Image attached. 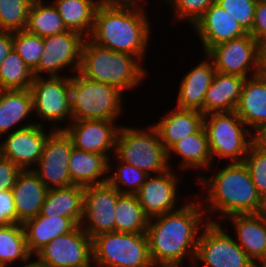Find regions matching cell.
<instances>
[{
	"label": "cell",
	"mask_w": 266,
	"mask_h": 267,
	"mask_svg": "<svg viewBox=\"0 0 266 267\" xmlns=\"http://www.w3.org/2000/svg\"><path fill=\"white\" fill-rule=\"evenodd\" d=\"M53 5L67 30L77 32L85 38L90 37L97 9L95 0H54Z\"/></svg>",
	"instance_id": "obj_30"
},
{
	"label": "cell",
	"mask_w": 266,
	"mask_h": 267,
	"mask_svg": "<svg viewBox=\"0 0 266 267\" xmlns=\"http://www.w3.org/2000/svg\"><path fill=\"white\" fill-rule=\"evenodd\" d=\"M0 267H6L2 262H0Z\"/></svg>",
	"instance_id": "obj_53"
},
{
	"label": "cell",
	"mask_w": 266,
	"mask_h": 267,
	"mask_svg": "<svg viewBox=\"0 0 266 267\" xmlns=\"http://www.w3.org/2000/svg\"><path fill=\"white\" fill-rule=\"evenodd\" d=\"M72 141L64 130L50 131L37 168L32 171L50 189L74 185L69 175Z\"/></svg>",
	"instance_id": "obj_13"
},
{
	"label": "cell",
	"mask_w": 266,
	"mask_h": 267,
	"mask_svg": "<svg viewBox=\"0 0 266 267\" xmlns=\"http://www.w3.org/2000/svg\"><path fill=\"white\" fill-rule=\"evenodd\" d=\"M215 73L216 69L209 57L187 72L179 85L176 108L202 113L205 95Z\"/></svg>",
	"instance_id": "obj_23"
},
{
	"label": "cell",
	"mask_w": 266,
	"mask_h": 267,
	"mask_svg": "<svg viewBox=\"0 0 266 267\" xmlns=\"http://www.w3.org/2000/svg\"><path fill=\"white\" fill-rule=\"evenodd\" d=\"M257 267H266V261H262L259 264L257 263Z\"/></svg>",
	"instance_id": "obj_51"
},
{
	"label": "cell",
	"mask_w": 266,
	"mask_h": 267,
	"mask_svg": "<svg viewBox=\"0 0 266 267\" xmlns=\"http://www.w3.org/2000/svg\"><path fill=\"white\" fill-rule=\"evenodd\" d=\"M255 214L266 221V193L260 196L259 206Z\"/></svg>",
	"instance_id": "obj_49"
},
{
	"label": "cell",
	"mask_w": 266,
	"mask_h": 267,
	"mask_svg": "<svg viewBox=\"0 0 266 267\" xmlns=\"http://www.w3.org/2000/svg\"><path fill=\"white\" fill-rule=\"evenodd\" d=\"M96 267H151L146 233L108 232L92 238Z\"/></svg>",
	"instance_id": "obj_7"
},
{
	"label": "cell",
	"mask_w": 266,
	"mask_h": 267,
	"mask_svg": "<svg viewBox=\"0 0 266 267\" xmlns=\"http://www.w3.org/2000/svg\"><path fill=\"white\" fill-rule=\"evenodd\" d=\"M83 203L84 187L72 185L50 188L39 215L68 217L80 225L83 219Z\"/></svg>",
	"instance_id": "obj_28"
},
{
	"label": "cell",
	"mask_w": 266,
	"mask_h": 267,
	"mask_svg": "<svg viewBox=\"0 0 266 267\" xmlns=\"http://www.w3.org/2000/svg\"><path fill=\"white\" fill-rule=\"evenodd\" d=\"M243 163L248 168L251 180L259 195L266 193V150L252 143Z\"/></svg>",
	"instance_id": "obj_39"
},
{
	"label": "cell",
	"mask_w": 266,
	"mask_h": 267,
	"mask_svg": "<svg viewBox=\"0 0 266 267\" xmlns=\"http://www.w3.org/2000/svg\"><path fill=\"white\" fill-rule=\"evenodd\" d=\"M120 194L109 182L84 187L80 226L91 238L115 231V206Z\"/></svg>",
	"instance_id": "obj_14"
},
{
	"label": "cell",
	"mask_w": 266,
	"mask_h": 267,
	"mask_svg": "<svg viewBox=\"0 0 266 267\" xmlns=\"http://www.w3.org/2000/svg\"><path fill=\"white\" fill-rule=\"evenodd\" d=\"M85 39L81 34L70 30L44 37V50L38 68L33 73L34 77H41L42 72L48 73L49 77H60L58 72L71 64V70L77 73Z\"/></svg>",
	"instance_id": "obj_15"
},
{
	"label": "cell",
	"mask_w": 266,
	"mask_h": 267,
	"mask_svg": "<svg viewBox=\"0 0 266 267\" xmlns=\"http://www.w3.org/2000/svg\"><path fill=\"white\" fill-rule=\"evenodd\" d=\"M260 45L251 35L215 45L205 54L209 57L217 72L248 78L260 73ZM253 68V69H252Z\"/></svg>",
	"instance_id": "obj_11"
},
{
	"label": "cell",
	"mask_w": 266,
	"mask_h": 267,
	"mask_svg": "<svg viewBox=\"0 0 266 267\" xmlns=\"http://www.w3.org/2000/svg\"><path fill=\"white\" fill-rule=\"evenodd\" d=\"M25 30L43 38L67 31L55 6L41 0L32 1Z\"/></svg>",
	"instance_id": "obj_33"
},
{
	"label": "cell",
	"mask_w": 266,
	"mask_h": 267,
	"mask_svg": "<svg viewBox=\"0 0 266 267\" xmlns=\"http://www.w3.org/2000/svg\"><path fill=\"white\" fill-rule=\"evenodd\" d=\"M115 160L121 163V165L117 164L116 168L118 171H114V174L109 175L108 182L121 194H136L145 183L148 174L119 160L117 157ZM121 184L126 185L128 188H121Z\"/></svg>",
	"instance_id": "obj_38"
},
{
	"label": "cell",
	"mask_w": 266,
	"mask_h": 267,
	"mask_svg": "<svg viewBox=\"0 0 266 267\" xmlns=\"http://www.w3.org/2000/svg\"><path fill=\"white\" fill-rule=\"evenodd\" d=\"M17 224L12 190L0 191V226Z\"/></svg>",
	"instance_id": "obj_42"
},
{
	"label": "cell",
	"mask_w": 266,
	"mask_h": 267,
	"mask_svg": "<svg viewBox=\"0 0 266 267\" xmlns=\"http://www.w3.org/2000/svg\"><path fill=\"white\" fill-rule=\"evenodd\" d=\"M138 0H98L95 1L97 7H112V6H131L137 4Z\"/></svg>",
	"instance_id": "obj_46"
},
{
	"label": "cell",
	"mask_w": 266,
	"mask_h": 267,
	"mask_svg": "<svg viewBox=\"0 0 266 267\" xmlns=\"http://www.w3.org/2000/svg\"><path fill=\"white\" fill-rule=\"evenodd\" d=\"M36 257L40 267H92V238L78 225L47 243Z\"/></svg>",
	"instance_id": "obj_10"
},
{
	"label": "cell",
	"mask_w": 266,
	"mask_h": 267,
	"mask_svg": "<svg viewBox=\"0 0 266 267\" xmlns=\"http://www.w3.org/2000/svg\"><path fill=\"white\" fill-rule=\"evenodd\" d=\"M190 262H192V264H193L194 267H199L198 264H196V259L195 258L192 259ZM182 263L183 262H160V263H152L151 264V267H184V266H182Z\"/></svg>",
	"instance_id": "obj_50"
},
{
	"label": "cell",
	"mask_w": 266,
	"mask_h": 267,
	"mask_svg": "<svg viewBox=\"0 0 266 267\" xmlns=\"http://www.w3.org/2000/svg\"><path fill=\"white\" fill-rule=\"evenodd\" d=\"M260 73L266 75V42L260 44Z\"/></svg>",
	"instance_id": "obj_48"
},
{
	"label": "cell",
	"mask_w": 266,
	"mask_h": 267,
	"mask_svg": "<svg viewBox=\"0 0 266 267\" xmlns=\"http://www.w3.org/2000/svg\"><path fill=\"white\" fill-rule=\"evenodd\" d=\"M209 219L199 235L195 256L197 263L203 262V267H257L219 222L211 220V217Z\"/></svg>",
	"instance_id": "obj_9"
},
{
	"label": "cell",
	"mask_w": 266,
	"mask_h": 267,
	"mask_svg": "<svg viewBox=\"0 0 266 267\" xmlns=\"http://www.w3.org/2000/svg\"><path fill=\"white\" fill-rule=\"evenodd\" d=\"M12 41L13 49L34 73L43 54L44 38L22 30L12 32Z\"/></svg>",
	"instance_id": "obj_37"
},
{
	"label": "cell",
	"mask_w": 266,
	"mask_h": 267,
	"mask_svg": "<svg viewBox=\"0 0 266 267\" xmlns=\"http://www.w3.org/2000/svg\"><path fill=\"white\" fill-rule=\"evenodd\" d=\"M198 179L207 191L205 213L218 211L226 219L235 214L256 213L260 195L243 162L229 163L213 177L201 176Z\"/></svg>",
	"instance_id": "obj_3"
},
{
	"label": "cell",
	"mask_w": 266,
	"mask_h": 267,
	"mask_svg": "<svg viewBox=\"0 0 266 267\" xmlns=\"http://www.w3.org/2000/svg\"><path fill=\"white\" fill-rule=\"evenodd\" d=\"M173 172L174 170L170 168L153 177L151 174L148 175L145 183L136 193L139 204L149 218L179 209L175 208L178 198V177Z\"/></svg>",
	"instance_id": "obj_18"
},
{
	"label": "cell",
	"mask_w": 266,
	"mask_h": 267,
	"mask_svg": "<svg viewBox=\"0 0 266 267\" xmlns=\"http://www.w3.org/2000/svg\"><path fill=\"white\" fill-rule=\"evenodd\" d=\"M48 189L32 170L19 173L12 187L17 224H23L40 214Z\"/></svg>",
	"instance_id": "obj_20"
},
{
	"label": "cell",
	"mask_w": 266,
	"mask_h": 267,
	"mask_svg": "<svg viewBox=\"0 0 266 267\" xmlns=\"http://www.w3.org/2000/svg\"><path fill=\"white\" fill-rule=\"evenodd\" d=\"M26 267H40V266H38L34 261H32V263Z\"/></svg>",
	"instance_id": "obj_52"
},
{
	"label": "cell",
	"mask_w": 266,
	"mask_h": 267,
	"mask_svg": "<svg viewBox=\"0 0 266 267\" xmlns=\"http://www.w3.org/2000/svg\"><path fill=\"white\" fill-rule=\"evenodd\" d=\"M257 2L258 0H216L247 33L251 32L254 23Z\"/></svg>",
	"instance_id": "obj_40"
},
{
	"label": "cell",
	"mask_w": 266,
	"mask_h": 267,
	"mask_svg": "<svg viewBox=\"0 0 266 267\" xmlns=\"http://www.w3.org/2000/svg\"><path fill=\"white\" fill-rule=\"evenodd\" d=\"M138 62V57L104 48L86 38L78 72L95 82L113 85L123 92L136 88L148 75Z\"/></svg>",
	"instance_id": "obj_4"
},
{
	"label": "cell",
	"mask_w": 266,
	"mask_h": 267,
	"mask_svg": "<svg viewBox=\"0 0 266 267\" xmlns=\"http://www.w3.org/2000/svg\"><path fill=\"white\" fill-rule=\"evenodd\" d=\"M18 259L25 263L22 267L32 263L30 262L32 255L27 248L23 225L0 226V262L8 267V263L11 265Z\"/></svg>",
	"instance_id": "obj_34"
},
{
	"label": "cell",
	"mask_w": 266,
	"mask_h": 267,
	"mask_svg": "<svg viewBox=\"0 0 266 267\" xmlns=\"http://www.w3.org/2000/svg\"><path fill=\"white\" fill-rule=\"evenodd\" d=\"M235 112L255 131L266 123V75L246 78Z\"/></svg>",
	"instance_id": "obj_21"
},
{
	"label": "cell",
	"mask_w": 266,
	"mask_h": 267,
	"mask_svg": "<svg viewBox=\"0 0 266 267\" xmlns=\"http://www.w3.org/2000/svg\"><path fill=\"white\" fill-rule=\"evenodd\" d=\"M21 171L16 164L0 155V191L12 190Z\"/></svg>",
	"instance_id": "obj_43"
},
{
	"label": "cell",
	"mask_w": 266,
	"mask_h": 267,
	"mask_svg": "<svg viewBox=\"0 0 266 267\" xmlns=\"http://www.w3.org/2000/svg\"><path fill=\"white\" fill-rule=\"evenodd\" d=\"M149 217L136 194H120L115 206V232L146 233Z\"/></svg>",
	"instance_id": "obj_32"
},
{
	"label": "cell",
	"mask_w": 266,
	"mask_h": 267,
	"mask_svg": "<svg viewBox=\"0 0 266 267\" xmlns=\"http://www.w3.org/2000/svg\"><path fill=\"white\" fill-rule=\"evenodd\" d=\"M22 225L27 248L32 256L56 237L67 234L78 226L72 218L45 215L28 219Z\"/></svg>",
	"instance_id": "obj_25"
},
{
	"label": "cell",
	"mask_w": 266,
	"mask_h": 267,
	"mask_svg": "<svg viewBox=\"0 0 266 267\" xmlns=\"http://www.w3.org/2000/svg\"><path fill=\"white\" fill-rule=\"evenodd\" d=\"M13 49L12 32L0 31V64Z\"/></svg>",
	"instance_id": "obj_45"
},
{
	"label": "cell",
	"mask_w": 266,
	"mask_h": 267,
	"mask_svg": "<svg viewBox=\"0 0 266 267\" xmlns=\"http://www.w3.org/2000/svg\"><path fill=\"white\" fill-rule=\"evenodd\" d=\"M145 14L139 4L97 7L89 39L104 48L133 55L142 61L151 28Z\"/></svg>",
	"instance_id": "obj_2"
},
{
	"label": "cell",
	"mask_w": 266,
	"mask_h": 267,
	"mask_svg": "<svg viewBox=\"0 0 266 267\" xmlns=\"http://www.w3.org/2000/svg\"><path fill=\"white\" fill-rule=\"evenodd\" d=\"M203 208L202 202L192 201L178 210L149 218L146 236L152 263L183 262L188 254L195 258L200 227L210 222L204 221Z\"/></svg>",
	"instance_id": "obj_1"
},
{
	"label": "cell",
	"mask_w": 266,
	"mask_h": 267,
	"mask_svg": "<svg viewBox=\"0 0 266 267\" xmlns=\"http://www.w3.org/2000/svg\"><path fill=\"white\" fill-rule=\"evenodd\" d=\"M77 73L71 75L72 121L108 120L114 122L123 109V92L113 85L95 82Z\"/></svg>",
	"instance_id": "obj_5"
},
{
	"label": "cell",
	"mask_w": 266,
	"mask_h": 267,
	"mask_svg": "<svg viewBox=\"0 0 266 267\" xmlns=\"http://www.w3.org/2000/svg\"><path fill=\"white\" fill-rule=\"evenodd\" d=\"M227 218L237 231L238 245L254 263L266 261V221L256 214H235Z\"/></svg>",
	"instance_id": "obj_26"
},
{
	"label": "cell",
	"mask_w": 266,
	"mask_h": 267,
	"mask_svg": "<svg viewBox=\"0 0 266 267\" xmlns=\"http://www.w3.org/2000/svg\"><path fill=\"white\" fill-rule=\"evenodd\" d=\"M203 116L197 110L174 108L153 126L159 134L160 142L168 151L186 136L194 134L203 125Z\"/></svg>",
	"instance_id": "obj_27"
},
{
	"label": "cell",
	"mask_w": 266,
	"mask_h": 267,
	"mask_svg": "<svg viewBox=\"0 0 266 267\" xmlns=\"http://www.w3.org/2000/svg\"><path fill=\"white\" fill-rule=\"evenodd\" d=\"M181 158L180 168L208 169L213 161L208 144V136L202 125L194 134L186 136L168 150V160L173 153Z\"/></svg>",
	"instance_id": "obj_29"
},
{
	"label": "cell",
	"mask_w": 266,
	"mask_h": 267,
	"mask_svg": "<svg viewBox=\"0 0 266 267\" xmlns=\"http://www.w3.org/2000/svg\"><path fill=\"white\" fill-rule=\"evenodd\" d=\"M33 97L30 89L0 91V136L31 115Z\"/></svg>",
	"instance_id": "obj_31"
},
{
	"label": "cell",
	"mask_w": 266,
	"mask_h": 267,
	"mask_svg": "<svg viewBox=\"0 0 266 267\" xmlns=\"http://www.w3.org/2000/svg\"><path fill=\"white\" fill-rule=\"evenodd\" d=\"M254 133H253V143L257 145L259 148L266 150V123H264Z\"/></svg>",
	"instance_id": "obj_47"
},
{
	"label": "cell",
	"mask_w": 266,
	"mask_h": 267,
	"mask_svg": "<svg viewBox=\"0 0 266 267\" xmlns=\"http://www.w3.org/2000/svg\"><path fill=\"white\" fill-rule=\"evenodd\" d=\"M108 120L71 121L65 127H54L53 130H64L72 141L74 148L89 153L105 155L109 160L110 150H115L119 127Z\"/></svg>",
	"instance_id": "obj_17"
},
{
	"label": "cell",
	"mask_w": 266,
	"mask_h": 267,
	"mask_svg": "<svg viewBox=\"0 0 266 267\" xmlns=\"http://www.w3.org/2000/svg\"><path fill=\"white\" fill-rule=\"evenodd\" d=\"M115 156L137 169L162 173L171 168L168 151L160 142L159 134L152 125L148 130L120 126L115 146Z\"/></svg>",
	"instance_id": "obj_6"
},
{
	"label": "cell",
	"mask_w": 266,
	"mask_h": 267,
	"mask_svg": "<svg viewBox=\"0 0 266 267\" xmlns=\"http://www.w3.org/2000/svg\"><path fill=\"white\" fill-rule=\"evenodd\" d=\"M164 2L173 4L175 19L189 20L193 26L216 0H164Z\"/></svg>",
	"instance_id": "obj_41"
},
{
	"label": "cell",
	"mask_w": 266,
	"mask_h": 267,
	"mask_svg": "<svg viewBox=\"0 0 266 267\" xmlns=\"http://www.w3.org/2000/svg\"><path fill=\"white\" fill-rule=\"evenodd\" d=\"M245 80L244 77L216 71L205 95L202 114L235 111Z\"/></svg>",
	"instance_id": "obj_24"
},
{
	"label": "cell",
	"mask_w": 266,
	"mask_h": 267,
	"mask_svg": "<svg viewBox=\"0 0 266 267\" xmlns=\"http://www.w3.org/2000/svg\"><path fill=\"white\" fill-rule=\"evenodd\" d=\"M203 126L212 159L218 156L220 159L229 158L231 163L243 162L253 143V133L235 111L206 114Z\"/></svg>",
	"instance_id": "obj_8"
},
{
	"label": "cell",
	"mask_w": 266,
	"mask_h": 267,
	"mask_svg": "<svg viewBox=\"0 0 266 267\" xmlns=\"http://www.w3.org/2000/svg\"><path fill=\"white\" fill-rule=\"evenodd\" d=\"M109 161L111 162L105 155L73 147L69 158V175L72 183L88 187L108 182V173L113 172Z\"/></svg>",
	"instance_id": "obj_22"
},
{
	"label": "cell",
	"mask_w": 266,
	"mask_h": 267,
	"mask_svg": "<svg viewBox=\"0 0 266 267\" xmlns=\"http://www.w3.org/2000/svg\"><path fill=\"white\" fill-rule=\"evenodd\" d=\"M198 34L204 52L211 47L240 38L248 33L218 3H213L193 25Z\"/></svg>",
	"instance_id": "obj_19"
},
{
	"label": "cell",
	"mask_w": 266,
	"mask_h": 267,
	"mask_svg": "<svg viewBox=\"0 0 266 267\" xmlns=\"http://www.w3.org/2000/svg\"><path fill=\"white\" fill-rule=\"evenodd\" d=\"M33 79V71L24 63L17 52L12 49L0 64V89H30Z\"/></svg>",
	"instance_id": "obj_35"
},
{
	"label": "cell",
	"mask_w": 266,
	"mask_h": 267,
	"mask_svg": "<svg viewBox=\"0 0 266 267\" xmlns=\"http://www.w3.org/2000/svg\"><path fill=\"white\" fill-rule=\"evenodd\" d=\"M33 0H0V31L25 30Z\"/></svg>",
	"instance_id": "obj_36"
},
{
	"label": "cell",
	"mask_w": 266,
	"mask_h": 267,
	"mask_svg": "<svg viewBox=\"0 0 266 267\" xmlns=\"http://www.w3.org/2000/svg\"><path fill=\"white\" fill-rule=\"evenodd\" d=\"M249 34L258 41L259 45L266 42V0H258L254 23Z\"/></svg>",
	"instance_id": "obj_44"
},
{
	"label": "cell",
	"mask_w": 266,
	"mask_h": 267,
	"mask_svg": "<svg viewBox=\"0 0 266 267\" xmlns=\"http://www.w3.org/2000/svg\"><path fill=\"white\" fill-rule=\"evenodd\" d=\"M48 135L42 123H28L9 133L0 143V155L21 170H32L31 165L38 164Z\"/></svg>",
	"instance_id": "obj_16"
},
{
	"label": "cell",
	"mask_w": 266,
	"mask_h": 267,
	"mask_svg": "<svg viewBox=\"0 0 266 267\" xmlns=\"http://www.w3.org/2000/svg\"><path fill=\"white\" fill-rule=\"evenodd\" d=\"M71 76L34 77L30 90L33 110L42 120L61 122L72 120L70 101Z\"/></svg>",
	"instance_id": "obj_12"
}]
</instances>
